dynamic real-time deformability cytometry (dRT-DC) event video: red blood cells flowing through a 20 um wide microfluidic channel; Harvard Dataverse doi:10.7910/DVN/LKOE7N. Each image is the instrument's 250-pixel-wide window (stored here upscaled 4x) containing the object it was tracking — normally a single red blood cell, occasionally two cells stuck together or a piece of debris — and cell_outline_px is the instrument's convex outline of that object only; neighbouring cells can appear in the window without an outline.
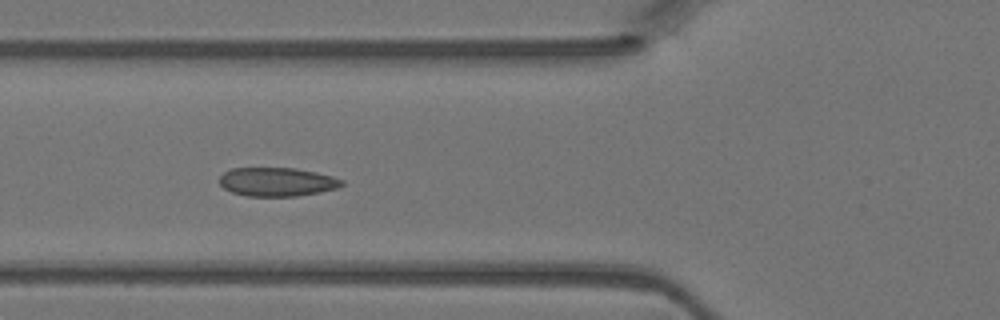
{"species": "Egyptian fruit bat (a non-hibernating species)", "species_latin": "Rousettus aegyptiacus", "temperature_condition": "warm", "stored_images_in_passage": 5, "camera_frame_rate_fps": 3000, "um_per_image_px": 0.085, "animal": {"sex": "female"}, "frame": {"image": 1, "passage_image": 4, "time_ms": 1.0, "image_size_px": [1000, 320], "cell_outline_px": [[344, 184], [336, 188], [320, 192], [296, 196], [248, 196], [232, 192], [224, 188], [220, 184], [220, 176], [224, 172], [232, 168], [296, 168], [316, 172], [332, 176], [344, 180]], "centroid_in_image_um": [23.56, 15.45], "position_along_channel_um": 102.2, "area_um2": 20.46}}
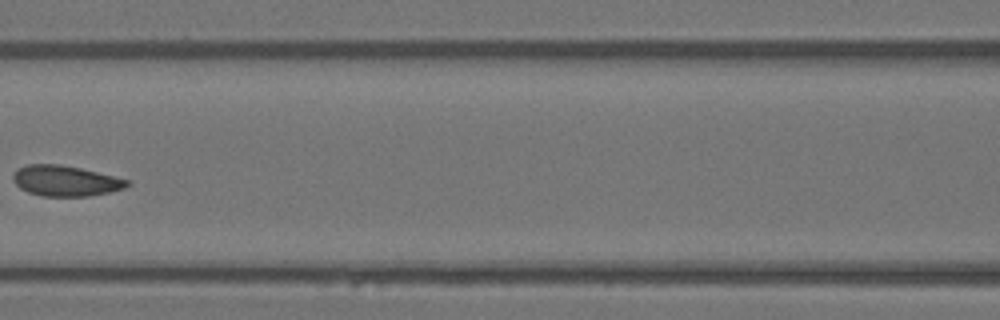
{"frame": {"image": 2, "passage_image": 5, "time_ms": 1.333, "image_size_px": [1000, 320], "cell_outline_px": [[132, 184], [124, 188], [108, 192], [88, 196], [40, 196], [28, 192], [20, 188], [12, 180], [12, 176], [20, 168], [28, 164], [60, 164], [80, 168], [128, 180]], "centroid_in_image_um": [5.55, 15.37], "position_along_channel_um": 161.1, "area_um2": 20.11}}